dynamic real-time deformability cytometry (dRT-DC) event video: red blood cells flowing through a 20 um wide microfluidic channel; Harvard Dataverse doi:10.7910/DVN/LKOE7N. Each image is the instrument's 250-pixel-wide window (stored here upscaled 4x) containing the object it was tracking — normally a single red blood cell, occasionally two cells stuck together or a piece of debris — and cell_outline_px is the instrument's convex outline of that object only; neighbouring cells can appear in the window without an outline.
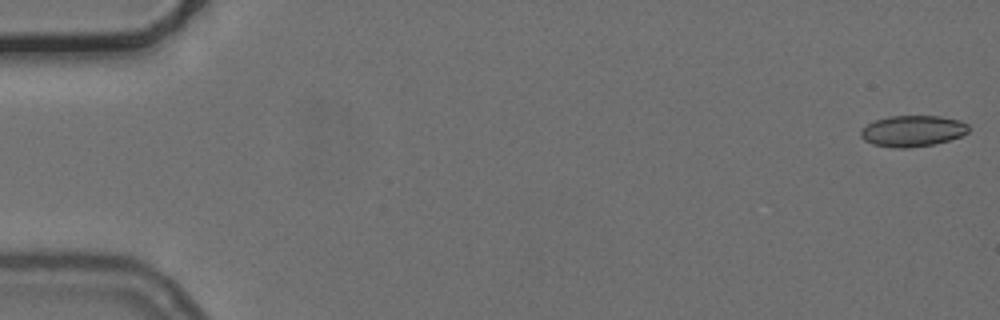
{"species": "common noctule bat (a hibernating species)", "species_latin": "Nyctalus noctula", "temperature_condition": "cold", "stored_images_in_passage": 11, "camera_frame_rate_fps": 3000, "um_per_image_px": 0.085, "animal": {"sex": "female", "body_mass_g": 24.6, "forearm_length_mm": 56.2}, "frame": {"image": 1, "passage_image": 1, "time_ms": 0.0, "image_size_px": [1000, 320], "cell_outline_px": [[968, 132], [960, 136], [948, 140], [932, 144], [908, 148], [892, 148], [872, 144], [864, 140], [860, 136], [860, 132], [868, 124], [876, 120], [892, 116], [940, 116], [960, 120], [968, 124]], "centroid_in_image_um": [77.57, 11.14], "position_along_channel_um": 7.4, "area_um2": 19.42}}